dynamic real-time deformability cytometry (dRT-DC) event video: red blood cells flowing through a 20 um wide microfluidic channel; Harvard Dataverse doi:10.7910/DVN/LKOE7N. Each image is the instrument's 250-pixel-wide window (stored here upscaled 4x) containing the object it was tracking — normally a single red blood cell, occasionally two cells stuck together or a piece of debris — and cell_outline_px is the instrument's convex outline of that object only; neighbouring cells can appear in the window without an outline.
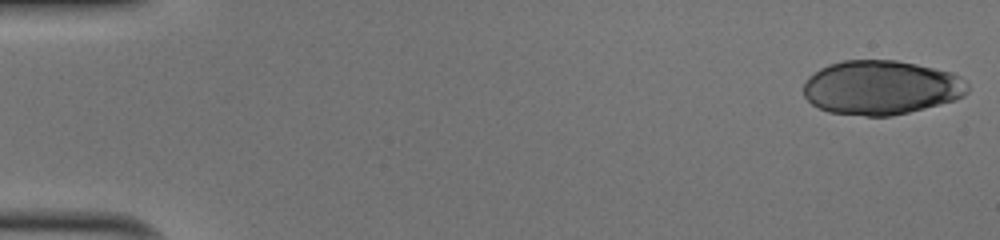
{"species": "human", "species_latin": "Homo sapiens", "temperature_condition": "cold", "stored_images_in_passage": 50, "camera_frame_rate_fps": 3000, "um_per_image_px": 0.085, "donor": {"sex": "male"}, "frame": {"image": 1, "passage_image": 1, "time_ms": 0.0, "image_size_px": [1000, 240], "cell_outline_px": [[968, 92], [964, 96], [956, 100], [892, 116], [864, 116], [828, 112], [812, 104], [804, 96], [804, 84], [808, 76], [820, 68], [828, 64], [844, 60], [896, 60], [916, 64], [952, 72], [968, 80]], "centroid_in_image_um": [74.91, 7.44], "position_along_channel_um": 10.1, "area_um2": 52.19}}
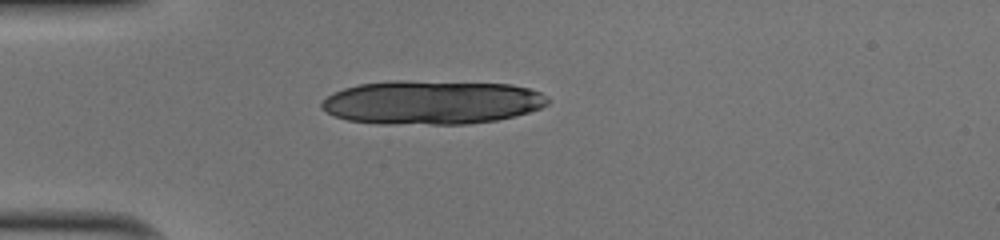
{"frame": {"image": 2, "passage_image": 14, "time_ms": 4.333, "image_size_px": [1000, 240], "cell_outline_px": [[548, 104], [540, 108], [516, 116], [496, 120], [468, 124], [376, 124], [348, 120], [336, 116], [320, 108], [320, 104], [332, 92], [344, 88], [360, 84], [388, 80], [404, 80], [512, 84], [528, 88], [540, 92], [548, 96]], "centroid_in_image_um": [36.69, 8.69], "position_along_channel_um": 48.3, "area_um2": 58.32}}